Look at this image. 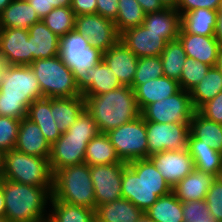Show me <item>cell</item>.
I'll return each instance as SVG.
<instances>
[{
	"instance_id": "1",
	"label": "cell",
	"mask_w": 222,
	"mask_h": 222,
	"mask_svg": "<svg viewBox=\"0 0 222 222\" xmlns=\"http://www.w3.org/2000/svg\"><path fill=\"white\" fill-rule=\"evenodd\" d=\"M172 191L149 158L128 162L122 176V198L145 212L160 196Z\"/></svg>"
},
{
	"instance_id": "2",
	"label": "cell",
	"mask_w": 222,
	"mask_h": 222,
	"mask_svg": "<svg viewBox=\"0 0 222 222\" xmlns=\"http://www.w3.org/2000/svg\"><path fill=\"white\" fill-rule=\"evenodd\" d=\"M43 98L40 84L29 65H6L0 87V116L22 119L29 105Z\"/></svg>"
},
{
	"instance_id": "3",
	"label": "cell",
	"mask_w": 222,
	"mask_h": 222,
	"mask_svg": "<svg viewBox=\"0 0 222 222\" xmlns=\"http://www.w3.org/2000/svg\"><path fill=\"white\" fill-rule=\"evenodd\" d=\"M83 97L85 109L95 120L100 133H108L141 116L135 92L129 86H121L105 94Z\"/></svg>"
},
{
	"instance_id": "4",
	"label": "cell",
	"mask_w": 222,
	"mask_h": 222,
	"mask_svg": "<svg viewBox=\"0 0 222 222\" xmlns=\"http://www.w3.org/2000/svg\"><path fill=\"white\" fill-rule=\"evenodd\" d=\"M8 222H44L53 187H35L0 177Z\"/></svg>"
},
{
	"instance_id": "5",
	"label": "cell",
	"mask_w": 222,
	"mask_h": 222,
	"mask_svg": "<svg viewBox=\"0 0 222 222\" xmlns=\"http://www.w3.org/2000/svg\"><path fill=\"white\" fill-rule=\"evenodd\" d=\"M100 133L91 114L84 109L76 121L51 145L53 174L61 168L84 163L87 144Z\"/></svg>"
},
{
	"instance_id": "6",
	"label": "cell",
	"mask_w": 222,
	"mask_h": 222,
	"mask_svg": "<svg viewBox=\"0 0 222 222\" xmlns=\"http://www.w3.org/2000/svg\"><path fill=\"white\" fill-rule=\"evenodd\" d=\"M52 197L96 210L90 166L82 163L58 169L53 175Z\"/></svg>"
},
{
	"instance_id": "7",
	"label": "cell",
	"mask_w": 222,
	"mask_h": 222,
	"mask_svg": "<svg viewBox=\"0 0 222 222\" xmlns=\"http://www.w3.org/2000/svg\"><path fill=\"white\" fill-rule=\"evenodd\" d=\"M53 175L49 159L15 149L2 155L0 177L4 179L35 187H53Z\"/></svg>"
},
{
	"instance_id": "8",
	"label": "cell",
	"mask_w": 222,
	"mask_h": 222,
	"mask_svg": "<svg viewBox=\"0 0 222 222\" xmlns=\"http://www.w3.org/2000/svg\"><path fill=\"white\" fill-rule=\"evenodd\" d=\"M29 66L38 79L43 97L81 96L76 85V76L59 55L34 60Z\"/></svg>"
},
{
	"instance_id": "9",
	"label": "cell",
	"mask_w": 222,
	"mask_h": 222,
	"mask_svg": "<svg viewBox=\"0 0 222 222\" xmlns=\"http://www.w3.org/2000/svg\"><path fill=\"white\" fill-rule=\"evenodd\" d=\"M106 134L121 161L128 163L149 157L146 121L142 116Z\"/></svg>"
},
{
	"instance_id": "10",
	"label": "cell",
	"mask_w": 222,
	"mask_h": 222,
	"mask_svg": "<svg viewBox=\"0 0 222 222\" xmlns=\"http://www.w3.org/2000/svg\"><path fill=\"white\" fill-rule=\"evenodd\" d=\"M196 112L190 92L180 89L177 93L160 101L147 105L141 116L145 121L158 123H183L190 126Z\"/></svg>"
},
{
	"instance_id": "11",
	"label": "cell",
	"mask_w": 222,
	"mask_h": 222,
	"mask_svg": "<svg viewBox=\"0 0 222 222\" xmlns=\"http://www.w3.org/2000/svg\"><path fill=\"white\" fill-rule=\"evenodd\" d=\"M59 56L77 76L102 60V52L89 45V40L76 30L60 37Z\"/></svg>"
},
{
	"instance_id": "12",
	"label": "cell",
	"mask_w": 222,
	"mask_h": 222,
	"mask_svg": "<svg viewBox=\"0 0 222 222\" xmlns=\"http://www.w3.org/2000/svg\"><path fill=\"white\" fill-rule=\"evenodd\" d=\"M149 156L166 150L187 149L189 125L183 123H158L146 121Z\"/></svg>"
},
{
	"instance_id": "13",
	"label": "cell",
	"mask_w": 222,
	"mask_h": 222,
	"mask_svg": "<svg viewBox=\"0 0 222 222\" xmlns=\"http://www.w3.org/2000/svg\"><path fill=\"white\" fill-rule=\"evenodd\" d=\"M75 30L89 40L90 46L102 53L120 40L114 21L97 13L75 16Z\"/></svg>"
},
{
	"instance_id": "14",
	"label": "cell",
	"mask_w": 222,
	"mask_h": 222,
	"mask_svg": "<svg viewBox=\"0 0 222 222\" xmlns=\"http://www.w3.org/2000/svg\"><path fill=\"white\" fill-rule=\"evenodd\" d=\"M127 163L90 166L96 207L122 197V176Z\"/></svg>"
},
{
	"instance_id": "15",
	"label": "cell",
	"mask_w": 222,
	"mask_h": 222,
	"mask_svg": "<svg viewBox=\"0 0 222 222\" xmlns=\"http://www.w3.org/2000/svg\"><path fill=\"white\" fill-rule=\"evenodd\" d=\"M165 181L173 188L194 169V161L188 148L182 151L166 150L148 157Z\"/></svg>"
},
{
	"instance_id": "16",
	"label": "cell",
	"mask_w": 222,
	"mask_h": 222,
	"mask_svg": "<svg viewBox=\"0 0 222 222\" xmlns=\"http://www.w3.org/2000/svg\"><path fill=\"white\" fill-rule=\"evenodd\" d=\"M0 57L6 65H30V36L26 29L0 28Z\"/></svg>"
},
{
	"instance_id": "17",
	"label": "cell",
	"mask_w": 222,
	"mask_h": 222,
	"mask_svg": "<svg viewBox=\"0 0 222 222\" xmlns=\"http://www.w3.org/2000/svg\"><path fill=\"white\" fill-rule=\"evenodd\" d=\"M76 85L82 96L105 94L122 86L103 59L94 67L78 74Z\"/></svg>"
},
{
	"instance_id": "18",
	"label": "cell",
	"mask_w": 222,
	"mask_h": 222,
	"mask_svg": "<svg viewBox=\"0 0 222 222\" xmlns=\"http://www.w3.org/2000/svg\"><path fill=\"white\" fill-rule=\"evenodd\" d=\"M120 41L138 58L160 56L167 44L163 34L154 33L142 24L121 33Z\"/></svg>"
},
{
	"instance_id": "19",
	"label": "cell",
	"mask_w": 222,
	"mask_h": 222,
	"mask_svg": "<svg viewBox=\"0 0 222 222\" xmlns=\"http://www.w3.org/2000/svg\"><path fill=\"white\" fill-rule=\"evenodd\" d=\"M102 59L117 76L122 86H132L139 58L120 40L106 52Z\"/></svg>"
},
{
	"instance_id": "20",
	"label": "cell",
	"mask_w": 222,
	"mask_h": 222,
	"mask_svg": "<svg viewBox=\"0 0 222 222\" xmlns=\"http://www.w3.org/2000/svg\"><path fill=\"white\" fill-rule=\"evenodd\" d=\"M14 149L46 159H49L51 154V145L42 134L41 129L27 117L21 119Z\"/></svg>"
},
{
	"instance_id": "21",
	"label": "cell",
	"mask_w": 222,
	"mask_h": 222,
	"mask_svg": "<svg viewBox=\"0 0 222 222\" xmlns=\"http://www.w3.org/2000/svg\"><path fill=\"white\" fill-rule=\"evenodd\" d=\"M178 39L187 57L215 67L220 45L214 36L179 33Z\"/></svg>"
},
{
	"instance_id": "22",
	"label": "cell",
	"mask_w": 222,
	"mask_h": 222,
	"mask_svg": "<svg viewBox=\"0 0 222 222\" xmlns=\"http://www.w3.org/2000/svg\"><path fill=\"white\" fill-rule=\"evenodd\" d=\"M216 176L194 169L184 179L178 182L172 191L183 203L206 199L207 192L216 180Z\"/></svg>"
},
{
	"instance_id": "23",
	"label": "cell",
	"mask_w": 222,
	"mask_h": 222,
	"mask_svg": "<svg viewBox=\"0 0 222 222\" xmlns=\"http://www.w3.org/2000/svg\"><path fill=\"white\" fill-rule=\"evenodd\" d=\"M179 90L180 86L177 80L161 76L139 85L134 92L137 105L142 111L147 105L172 96Z\"/></svg>"
},
{
	"instance_id": "24",
	"label": "cell",
	"mask_w": 222,
	"mask_h": 222,
	"mask_svg": "<svg viewBox=\"0 0 222 222\" xmlns=\"http://www.w3.org/2000/svg\"><path fill=\"white\" fill-rule=\"evenodd\" d=\"M30 54L33 61L59 55L60 37L53 33L43 22L33 24L29 29Z\"/></svg>"
},
{
	"instance_id": "25",
	"label": "cell",
	"mask_w": 222,
	"mask_h": 222,
	"mask_svg": "<svg viewBox=\"0 0 222 222\" xmlns=\"http://www.w3.org/2000/svg\"><path fill=\"white\" fill-rule=\"evenodd\" d=\"M142 25L154 33L163 34V39L168 42L178 39L181 14L174 8H164L158 12L145 14Z\"/></svg>"
},
{
	"instance_id": "26",
	"label": "cell",
	"mask_w": 222,
	"mask_h": 222,
	"mask_svg": "<svg viewBox=\"0 0 222 222\" xmlns=\"http://www.w3.org/2000/svg\"><path fill=\"white\" fill-rule=\"evenodd\" d=\"M188 151L193 158L195 169L210 173L216 177L222 171V152L201 144V140L196 139L190 133L188 135Z\"/></svg>"
},
{
	"instance_id": "27",
	"label": "cell",
	"mask_w": 222,
	"mask_h": 222,
	"mask_svg": "<svg viewBox=\"0 0 222 222\" xmlns=\"http://www.w3.org/2000/svg\"><path fill=\"white\" fill-rule=\"evenodd\" d=\"M143 211L131 201L119 198L96 207V222H137Z\"/></svg>"
},
{
	"instance_id": "28",
	"label": "cell",
	"mask_w": 222,
	"mask_h": 222,
	"mask_svg": "<svg viewBox=\"0 0 222 222\" xmlns=\"http://www.w3.org/2000/svg\"><path fill=\"white\" fill-rule=\"evenodd\" d=\"M40 21L37 12L27 0H13L0 13V28H20L28 30Z\"/></svg>"
},
{
	"instance_id": "29",
	"label": "cell",
	"mask_w": 222,
	"mask_h": 222,
	"mask_svg": "<svg viewBox=\"0 0 222 222\" xmlns=\"http://www.w3.org/2000/svg\"><path fill=\"white\" fill-rule=\"evenodd\" d=\"M52 116L51 98L43 97L34 100L28 107L27 118L39 126L50 145L61 136L58 125Z\"/></svg>"
},
{
	"instance_id": "30",
	"label": "cell",
	"mask_w": 222,
	"mask_h": 222,
	"mask_svg": "<svg viewBox=\"0 0 222 222\" xmlns=\"http://www.w3.org/2000/svg\"><path fill=\"white\" fill-rule=\"evenodd\" d=\"M218 10L195 9L181 15L180 33L214 36Z\"/></svg>"
},
{
	"instance_id": "31",
	"label": "cell",
	"mask_w": 222,
	"mask_h": 222,
	"mask_svg": "<svg viewBox=\"0 0 222 222\" xmlns=\"http://www.w3.org/2000/svg\"><path fill=\"white\" fill-rule=\"evenodd\" d=\"M84 109L85 98L82 95L69 98H51L52 118L55 119L61 134L67 131Z\"/></svg>"
},
{
	"instance_id": "32",
	"label": "cell",
	"mask_w": 222,
	"mask_h": 222,
	"mask_svg": "<svg viewBox=\"0 0 222 222\" xmlns=\"http://www.w3.org/2000/svg\"><path fill=\"white\" fill-rule=\"evenodd\" d=\"M84 163L89 166H96L125 162L118 157L108 135L99 133L87 144Z\"/></svg>"
},
{
	"instance_id": "33",
	"label": "cell",
	"mask_w": 222,
	"mask_h": 222,
	"mask_svg": "<svg viewBox=\"0 0 222 222\" xmlns=\"http://www.w3.org/2000/svg\"><path fill=\"white\" fill-rule=\"evenodd\" d=\"M49 222H96L95 210L58 201L51 196Z\"/></svg>"
},
{
	"instance_id": "34",
	"label": "cell",
	"mask_w": 222,
	"mask_h": 222,
	"mask_svg": "<svg viewBox=\"0 0 222 222\" xmlns=\"http://www.w3.org/2000/svg\"><path fill=\"white\" fill-rule=\"evenodd\" d=\"M145 213L154 222H185L182 202L173 191L160 196Z\"/></svg>"
},
{
	"instance_id": "35",
	"label": "cell",
	"mask_w": 222,
	"mask_h": 222,
	"mask_svg": "<svg viewBox=\"0 0 222 222\" xmlns=\"http://www.w3.org/2000/svg\"><path fill=\"white\" fill-rule=\"evenodd\" d=\"M189 131L192 136L201 140V144L222 151V124L210 121L196 111L191 119Z\"/></svg>"
},
{
	"instance_id": "36",
	"label": "cell",
	"mask_w": 222,
	"mask_h": 222,
	"mask_svg": "<svg viewBox=\"0 0 222 222\" xmlns=\"http://www.w3.org/2000/svg\"><path fill=\"white\" fill-rule=\"evenodd\" d=\"M222 91V73L211 67L200 83L189 92L194 108L197 110L202 104L213 99Z\"/></svg>"
},
{
	"instance_id": "37",
	"label": "cell",
	"mask_w": 222,
	"mask_h": 222,
	"mask_svg": "<svg viewBox=\"0 0 222 222\" xmlns=\"http://www.w3.org/2000/svg\"><path fill=\"white\" fill-rule=\"evenodd\" d=\"M160 57L164 76L179 81L187 57L180 40L168 41Z\"/></svg>"
},
{
	"instance_id": "38",
	"label": "cell",
	"mask_w": 222,
	"mask_h": 222,
	"mask_svg": "<svg viewBox=\"0 0 222 222\" xmlns=\"http://www.w3.org/2000/svg\"><path fill=\"white\" fill-rule=\"evenodd\" d=\"M118 15L114 20L119 35L126 30L141 25L145 12L137 0H119Z\"/></svg>"
},
{
	"instance_id": "39",
	"label": "cell",
	"mask_w": 222,
	"mask_h": 222,
	"mask_svg": "<svg viewBox=\"0 0 222 222\" xmlns=\"http://www.w3.org/2000/svg\"><path fill=\"white\" fill-rule=\"evenodd\" d=\"M42 22L56 35L62 37L75 30V13L71 7H58L50 11Z\"/></svg>"
},
{
	"instance_id": "40",
	"label": "cell",
	"mask_w": 222,
	"mask_h": 222,
	"mask_svg": "<svg viewBox=\"0 0 222 222\" xmlns=\"http://www.w3.org/2000/svg\"><path fill=\"white\" fill-rule=\"evenodd\" d=\"M161 76H164V72L160 56L139 58L131 88L135 90L148 80Z\"/></svg>"
},
{
	"instance_id": "41",
	"label": "cell",
	"mask_w": 222,
	"mask_h": 222,
	"mask_svg": "<svg viewBox=\"0 0 222 222\" xmlns=\"http://www.w3.org/2000/svg\"><path fill=\"white\" fill-rule=\"evenodd\" d=\"M211 67L212 66L204 64L201 61L186 57L181 78L178 81L180 89L190 91L195 85L201 82Z\"/></svg>"
},
{
	"instance_id": "42",
	"label": "cell",
	"mask_w": 222,
	"mask_h": 222,
	"mask_svg": "<svg viewBox=\"0 0 222 222\" xmlns=\"http://www.w3.org/2000/svg\"><path fill=\"white\" fill-rule=\"evenodd\" d=\"M21 120L12 117L0 116V152L14 149L17 141Z\"/></svg>"
},
{
	"instance_id": "43",
	"label": "cell",
	"mask_w": 222,
	"mask_h": 222,
	"mask_svg": "<svg viewBox=\"0 0 222 222\" xmlns=\"http://www.w3.org/2000/svg\"><path fill=\"white\" fill-rule=\"evenodd\" d=\"M182 212L185 222H218L210 213L205 199L183 202Z\"/></svg>"
},
{
	"instance_id": "44",
	"label": "cell",
	"mask_w": 222,
	"mask_h": 222,
	"mask_svg": "<svg viewBox=\"0 0 222 222\" xmlns=\"http://www.w3.org/2000/svg\"><path fill=\"white\" fill-rule=\"evenodd\" d=\"M210 213L218 222H222V182L216 178L206 195Z\"/></svg>"
},
{
	"instance_id": "45",
	"label": "cell",
	"mask_w": 222,
	"mask_h": 222,
	"mask_svg": "<svg viewBox=\"0 0 222 222\" xmlns=\"http://www.w3.org/2000/svg\"><path fill=\"white\" fill-rule=\"evenodd\" d=\"M196 111L206 119L222 124V91L202 104Z\"/></svg>"
},
{
	"instance_id": "46",
	"label": "cell",
	"mask_w": 222,
	"mask_h": 222,
	"mask_svg": "<svg viewBox=\"0 0 222 222\" xmlns=\"http://www.w3.org/2000/svg\"><path fill=\"white\" fill-rule=\"evenodd\" d=\"M42 20L50 11L58 7H71L72 0H27Z\"/></svg>"
},
{
	"instance_id": "47",
	"label": "cell",
	"mask_w": 222,
	"mask_h": 222,
	"mask_svg": "<svg viewBox=\"0 0 222 222\" xmlns=\"http://www.w3.org/2000/svg\"><path fill=\"white\" fill-rule=\"evenodd\" d=\"M221 0H180L176 10L183 15L199 8L218 10Z\"/></svg>"
},
{
	"instance_id": "48",
	"label": "cell",
	"mask_w": 222,
	"mask_h": 222,
	"mask_svg": "<svg viewBox=\"0 0 222 222\" xmlns=\"http://www.w3.org/2000/svg\"><path fill=\"white\" fill-rule=\"evenodd\" d=\"M118 1L119 0H96V13L114 21L118 15Z\"/></svg>"
},
{
	"instance_id": "49",
	"label": "cell",
	"mask_w": 222,
	"mask_h": 222,
	"mask_svg": "<svg viewBox=\"0 0 222 222\" xmlns=\"http://www.w3.org/2000/svg\"><path fill=\"white\" fill-rule=\"evenodd\" d=\"M71 9L75 16L84 14H95L97 9L96 0H72Z\"/></svg>"
},
{
	"instance_id": "50",
	"label": "cell",
	"mask_w": 222,
	"mask_h": 222,
	"mask_svg": "<svg viewBox=\"0 0 222 222\" xmlns=\"http://www.w3.org/2000/svg\"><path fill=\"white\" fill-rule=\"evenodd\" d=\"M145 14L163 10L165 7L159 0H137Z\"/></svg>"
},
{
	"instance_id": "51",
	"label": "cell",
	"mask_w": 222,
	"mask_h": 222,
	"mask_svg": "<svg viewBox=\"0 0 222 222\" xmlns=\"http://www.w3.org/2000/svg\"><path fill=\"white\" fill-rule=\"evenodd\" d=\"M214 37L219 42L220 47H222V16H217Z\"/></svg>"
},
{
	"instance_id": "52",
	"label": "cell",
	"mask_w": 222,
	"mask_h": 222,
	"mask_svg": "<svg viewBox=\"0 0 222 222\" xmlns=\"http://www.w3.org/2000/svg\"><path fill=\"white\" fill-rule=\"evenodd\" d=\"M165 8L176 9L180 0H159Z\"/></svg>"
},
{
	"instance_id": "53",
	"label": "cell",
	"mask_w": 222,
	"mask_h": 222,
	"mask_svg": "<svg viewBox=\"0 0 222 222\" xmlns=\"http://www.w3.org/2000/svg\"><path fill=\"white\" fill-rule=\"evenodd\" d=\"M0 216H5L4 195L1 186H0Z\"/></svg>"
},
{
	"instance_id": "54",
	"label": "cell",
	"mask_w": 222,
	"mask_h": 222,
	"mask_svg": "<svg viewBox=\"0 0 222 222\" xmlns=\"http://www.w3.org/2000/svg\"><path fill=\"white\" fill-rule=\"evenodd\" d=\"M215 67L222 73V47L218 51Z\"/></svg>"
},
{
	"instance_id": "55",
	"label": "cell",
	"mask_w": 222,
	"mask_h": 222,
	"mask_svg": "<svg viewBox=\"0 0 222 222\" xmlns=\"http://www.w3.org/2000/svg\"><path fill=\"white\" fill-rule=\"evenodd\" d=\"M5 68H6V63L0 57V87H1V83H2L3 77H4Z\"/></svg>"
},
{
	"instance_id": "56",
	"label": "cell",
	"mask_w": 222,
	"mask_h": 222,
	"mask_svg": "<svg viewBox=\"0 0 222 222\" xmlns=\"http://www.w3.org/2000/svg\"><path fill=\"white\" fill-rule=\"evenodd\" d=\"M13 0H0V13L12 2Z\"/></svg>"
},
{
	"instance_id": "57",
	"label": "cell",
	"mask_w": 222,
	"mask_h": 222,
	"mask_svg": "<svg viewBox=\"0 0 222 222\" xmlns=\"http://www.w3.org/2000/svg\"><path fill=\"white\" fill-rule=\"evenodd\" d=\"M137 222H154L152 219H150L147 214L144 212L143 215L140 217V219Z\"/></svg>"
},
{
	"instance_id": "58",
	"label": "cell",
	"mask_w": 222,
	"mask_h": 222,
	"mask_svg": "<svg viewBox=\"0 0 222 222\" xmlns=\"http://www.w3.org/2000/svg\"><path fill=\"white\" fill-rule=\"evenodd\" d=\"M217 16H222V0H221V3H220V7L218 9Z\"/></svg>"
},
{
	"instance_id": "59",
	"label": "cell",
	"mask_w": 222,
	"mask_h": 222,
	"mask_svg": "<svg viewBox=\"0 0 222 222\" xmlns=\"http://www.w3.org/2000/svg\"><path fill=\"white\" fill-rule=\"evenodd\" d=\"M2 153L0 152V175H1V172H2Z\"/></svg>"
},
{
	"instance_id": "60",
	"label": "cell",
	"mask_w": 222,
	"mask_h": 222,
	"mask_svg": "<svg viewBox=\"0 0 222 222\" xmlns=\"http://www.w3.org/2000/svg\"><path fill=\"white\" fill-rule=\"evenodd\" d=\"M0 222H8L5 216H0Z\"/></svg>"
},
{
	"instance_id": "61",
	"label": "cell",
	"mask_w": 222,
	"mask_h": 222,
	"mask_svg": "<svg viewBox=\"0 0 222 222\" xmlns=\"http://www.w3.org/2000/svg\"><path fill=\"white\" fill-rule=\"evenodd\" d=\"M217 178L222 182V171L220 172V174Z\"/></svg>"
}]
</instances>
